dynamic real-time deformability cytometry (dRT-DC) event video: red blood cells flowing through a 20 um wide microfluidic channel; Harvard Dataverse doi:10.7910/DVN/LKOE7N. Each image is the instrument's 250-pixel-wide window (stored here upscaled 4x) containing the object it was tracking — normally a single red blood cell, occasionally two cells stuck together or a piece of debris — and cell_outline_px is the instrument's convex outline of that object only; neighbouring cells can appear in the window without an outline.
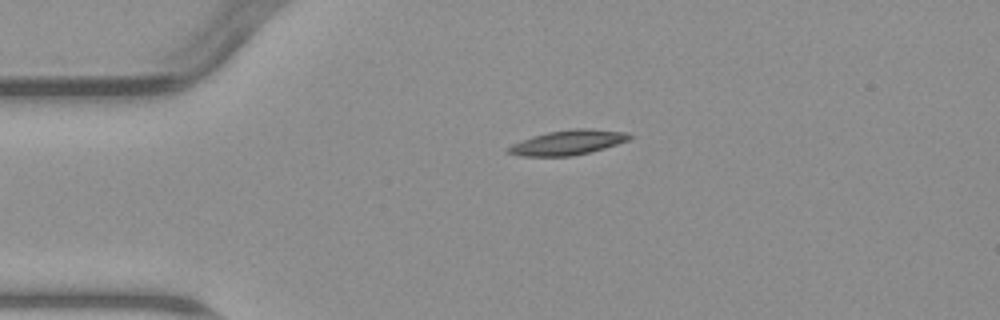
{"species": "common noctule bat (a hibernating species)", "species_latin": "Nyctalus noctula", "temperature_condition": "warm", "stored_images_in_passage": 5, "camera_frame_rate_fps": 3000, "um_per_image_px": 0.085, "animal": {"sex": "male", "body_mass_g": 23.1, "forearm_length_mm": 52.7}, "frame": {"image": 1, "passage_image": 5, "time_ms": 5.667, "image_size_px": [1000, 320], "cell_outline_px": [[632, 136], [628, 140], [604, 148], [572, 156], [520, 156], [504, 152], [504, 148], [520, 140], [532, 136], [548, 132], [572, 128], [584, 128], [628, 132]], "centroid_in_image_um": [48.19, 12.11], "position_along_channel_um": 36.8, "area_um2": 17.57}}